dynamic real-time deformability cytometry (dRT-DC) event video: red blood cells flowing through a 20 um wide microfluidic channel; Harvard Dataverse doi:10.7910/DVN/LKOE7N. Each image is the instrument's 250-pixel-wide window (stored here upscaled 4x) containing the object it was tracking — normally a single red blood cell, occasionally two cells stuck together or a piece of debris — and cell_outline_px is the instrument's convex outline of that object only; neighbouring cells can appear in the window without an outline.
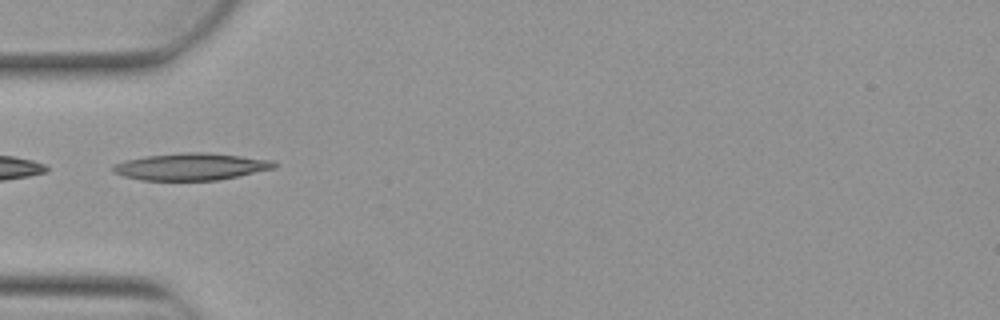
{"species": "Egyptian fruit bat (a non-hibernating species)", "species_latin": "Rousettus aegyptiacus", "temperature_condition": "warm", "stored_images_in_passage": 5, "camera_frame_rate_fps": 3000, "um_per_image_px": 0.085, "animal": {"sex": "female"}, "frame": {"image": 1, "passage_image": 5, "time_ms": 1.333, "image_size_px": [1000, 320], "cell_outline_px": [[276, 168], [220, 180], [140, 180], [124, 176], [112, 172], [112, 164], [124, 160], [148, 156], [180, 152], [208, 152], [272, 160], [276, 164]], "centroid_in_image_um": [16.21, 14.16], "position_along_channel_um": 68.8, "area_um2": 25.49}}